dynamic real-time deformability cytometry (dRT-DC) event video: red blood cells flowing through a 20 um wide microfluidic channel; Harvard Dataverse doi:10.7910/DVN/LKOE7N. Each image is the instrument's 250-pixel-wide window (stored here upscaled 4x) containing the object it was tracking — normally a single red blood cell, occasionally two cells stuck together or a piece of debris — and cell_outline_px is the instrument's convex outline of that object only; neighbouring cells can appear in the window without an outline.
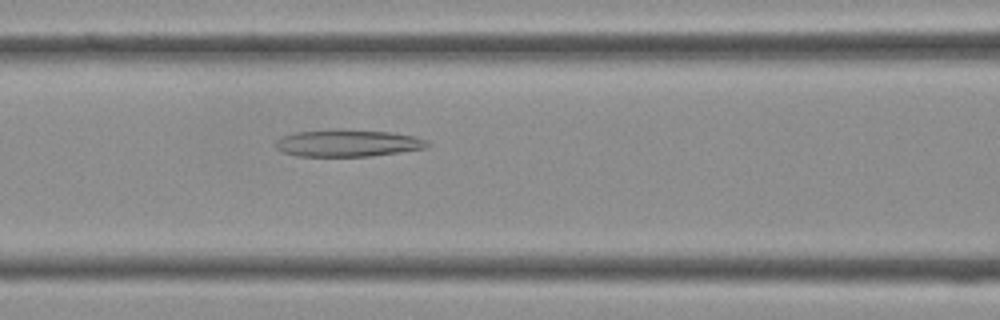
{"species": "Egyptian fruit bat (a non-hibernating species)", "species_latin": "Rousettus aegyptiacus", "temperature_condition": "cold", "stored_images_in_passage": 39, "camera_frame_rate_fps": 3000, "um_per_image_px": 0.085, "frame": {"image": 1, "passage_image": 15, "time_ms": 4.667, "image_size_px": [1000, 320], "cell_outline_px": [[432, 144], [424, 148], [400, 152], [372, 156], [296, 156], [280, 152], [272, 144], [280, 136], [296, 132], [336, 128], [344, 128], [392, 132], [416, 136], [428, 140]], "centroid_in_image_um": [29.52, 12.15], "position_along_channel_um": 137.1, "area_um2": 24.68}}
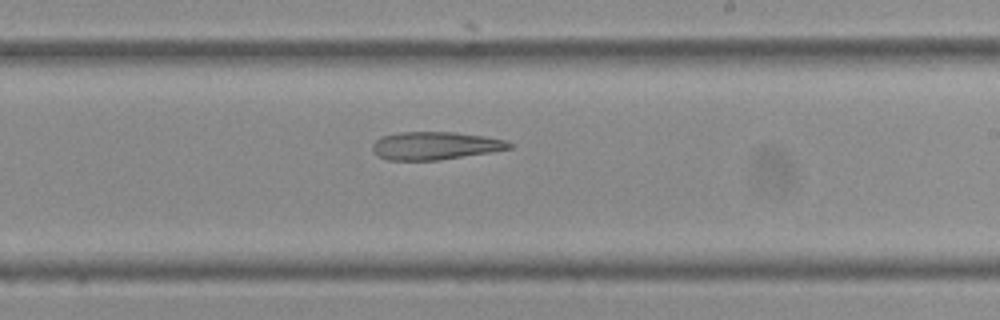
{"frame": {"image": 2, "passage_image": 22, "time_ms": 7.0, "image_size_px": [1000, 320], "cell_outline_px": [[512, 148], [492, 152], [440, 160], [388, 160], [376, 156], [372, 152], [372, 144], [380, 136], [396, 132], [456, 132], [484, 136], [504, 140], [512, 144]], "centroid_in_image_um": [36.94, 12.38], "position_along_channel_um": 252.1, "area_um2": 22.48}}
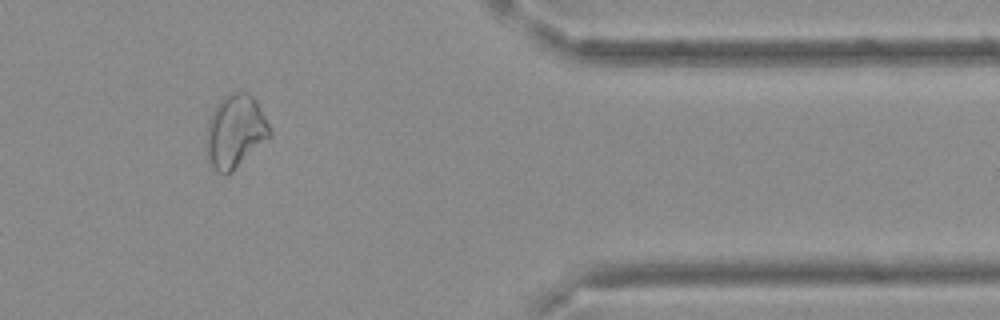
{"frame": {"image": 3, "passage_image": 32, "time_ms": 10.333, "image_size_px": [1000, 320], "cell_outline_px": [[272, 136], [232, 172], [224, 176], [208, 164], [208, 120], [212, 112], [220, 100], [228, 92], [248, 92], [256, 100], [272, 128]], "centroid_in_image_um": [20.04, 11.17], "position_along_channel_um": 391.4, "area_um2": 27.17}}